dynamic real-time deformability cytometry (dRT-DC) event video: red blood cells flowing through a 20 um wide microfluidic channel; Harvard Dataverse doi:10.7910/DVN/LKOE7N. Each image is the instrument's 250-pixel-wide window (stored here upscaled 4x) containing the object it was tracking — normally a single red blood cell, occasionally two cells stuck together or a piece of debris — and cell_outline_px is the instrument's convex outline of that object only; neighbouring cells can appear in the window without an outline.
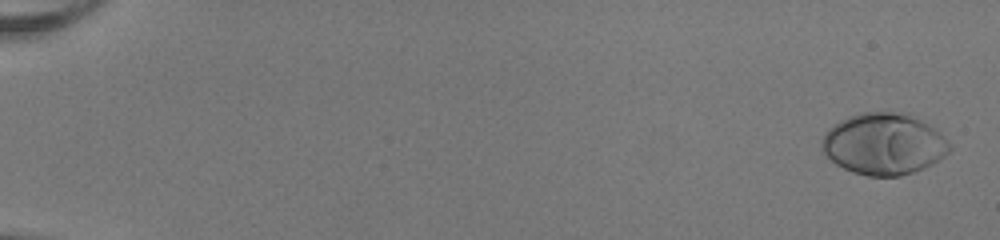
{"species": "human", "species_latin": "Homo sapiens", "temperature_condition": "room temperature", "stored_images_in_passage": 53, "camera_frame_rate_fps": 3000, "um_per_image_px": 0.085, "donor": {"sex": "female"}, "frame": {"image": 1, "passage_image": 2, "time_ms": 0.333, "image_size_px": [1000, 240], "cell_outline_px": [[952, 148], [940, 160], [924, 168], [900, 176], [868, 176], [852, 172], [836, 164], [824, 152], [820, 144], [820, 140], [824, 132], [828, 128], [840, 120], [848, 116], [860, 112], [908, 112], [944, 136], [952, 144]], "centroid_in_image_um": [75.11, 12.23], "position_along_channel_um": 9.9, "area_um2": 46.01}}
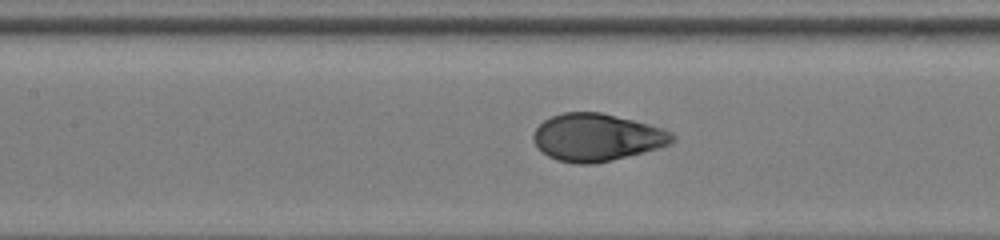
{"frame": {"image": 2, "passage_image": 27, "time_ms": 8.667, "image_size_px": [1000, 240], "cell_outline_px": [[676, 140], [668, 144], [656, 148], [612, 160], [592, 164], [576, 164], [556, 160], [548, 156], [532, 140], [532, 136], [536, 128], [544, 120], [552, 116], [564, 112], [600, 112], [632, 120], [660, 128], [672, 132], [676, 136]], "centroid_in_image_um": [50.7, 11.68], "position_along_channel_um": 156.7, "area_um2": 37.97}}
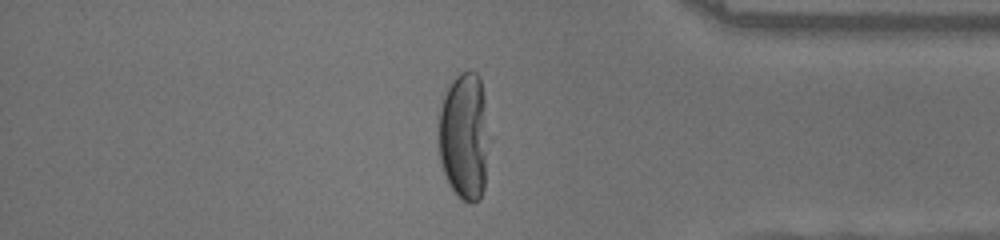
{"frame": {"image": 3, "passage_image": 46, "time_ms": 15.0, "image_size_px": [1000, 240], "cell_outline_px": [[484, 188], [480, 200], [472, 204], [456, 196], [444, 172], [440, 160], [440, 108], [444, 96], [452, 80], [460, 72], [476, 72], [480, 76], [484, 96]], "centroid_in_image_um": [39.42, 11.58], "position_along_channel_um": 395.8, "area_um2": 35.78}, "authors_computed_cell_mechanics": {"area_um2": 39.593, "velocity_mm_per_s": 4.0161, "shape_relaxation_time_tau1_ms": 4.8767, "shape_relaxation_time_tau2_ms": null, "deformation_change_tau1": 0.2429, "deformation_change_tau2": null}}